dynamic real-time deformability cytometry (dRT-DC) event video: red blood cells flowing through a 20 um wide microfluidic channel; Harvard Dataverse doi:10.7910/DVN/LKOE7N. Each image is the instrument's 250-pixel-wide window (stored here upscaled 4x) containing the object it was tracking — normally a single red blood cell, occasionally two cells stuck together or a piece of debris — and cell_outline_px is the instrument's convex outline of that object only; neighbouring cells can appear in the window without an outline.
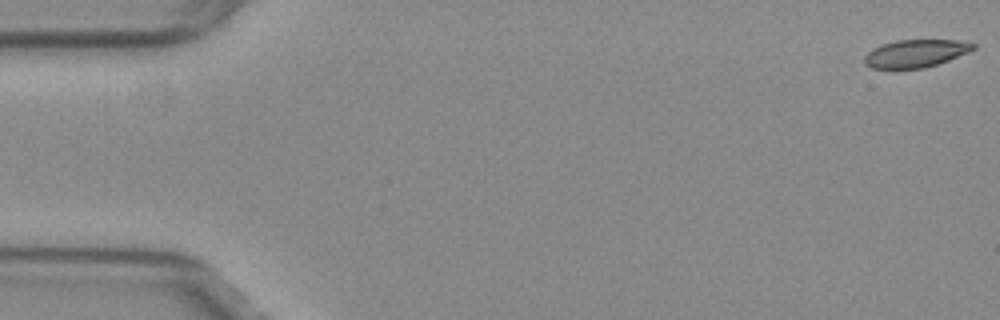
{"species": "common noctule bat (a hibernating species)", "species_latin": "Nyctalus noctula", "temperature_condition": "warm", "stored_images_in_passage": 16, "camera_frame_rate_fps": 3000, "um_per_image_px": 0.085, "animal": {"sex": "female", "body_mass_g": 29.2, "forearm_length_mm": 56.3}, "frame": {"image": 1, "passage_image": 1, "time_ms": 0.0, "image_size_px": [1000, 320], "cell_outline_px": [[976, 48], [968, 52], [948, 60], [924, 68], [872, 68], [864, 64], [864, 56], [872, 48], [896, 40], [956, 40], [976, 44]], "centroid_in_image_um": [77.81, 4.54], "position_along_channel_um": 7.2, "area_um2": 17.4}}
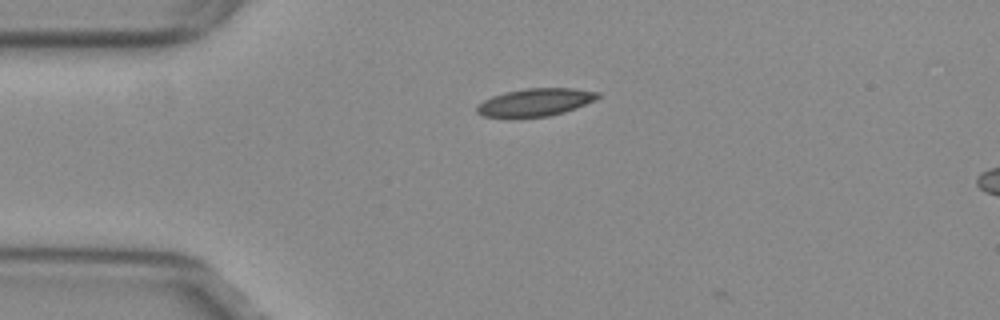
{"frame": {"image": 2, "passage_image": 13, "time_ms": 4.0, "image_size_px": [1000, 320], "cell_outline_px": [[600, 96], [596, 100], [564, 112], [548, 116], [484, 116], [476, 112], [476, 108], [484, 100], [492, 96], [504, 92], [524, 88], [572, 88], [600, 92]], "centroid_in_image_um": [45.54, 8.66], "position_along_channel_um": 39.5, "area_um2": 19.19}}